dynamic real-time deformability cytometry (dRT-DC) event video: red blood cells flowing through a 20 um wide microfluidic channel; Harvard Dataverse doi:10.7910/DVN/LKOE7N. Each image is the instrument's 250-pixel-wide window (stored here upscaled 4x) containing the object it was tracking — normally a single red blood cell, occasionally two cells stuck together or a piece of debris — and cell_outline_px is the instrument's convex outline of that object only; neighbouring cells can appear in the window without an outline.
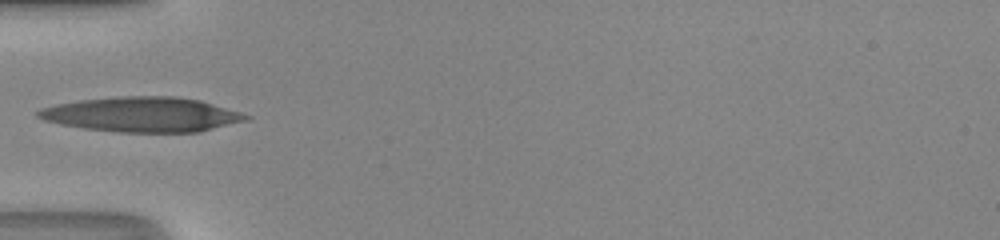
{"species": "human", "species_latin": "Homo sapiens", "temperature_condition": "room temperature", "stored_images_in_passage": 29, "camera_frame_rate_fps": 3000, "um_per_image_px": 0.085, "donor": {"sex": "male"}, "frame": {"image": 1, "passage_image": 1, "time_ms": 0.0, "image_size_px": [1000, 240], "cell_outline_px": [[252, 116], [248, 120], [200, 132], [116, 132], [84, 128], [60, 124], [44, 120], [36, 116], [36, 112], [40, 108], [56, 104], [80, 100], [120, 96], [172, 96], [200, 100], [240, 112]], "centroid_in_image_um": [12.08, 9.73], "position_along_channel_um": 72.9, "area_um2": 42.19}}
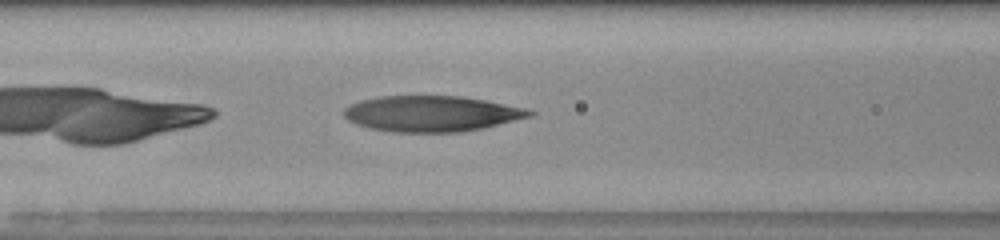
{"frame": {"image": 2, "passage_image": 5, "time_ms": 1.333, "image_size_px": [1000, 240], "cell_outline_px": [[536, 112], [532, 116], [484, 128], [460, 132], [392, 132], [368, 128], [356, 124], [348, 120], [344, 116], [344, 108], [360, 100], [380, 96], [460, 96], [484, 100], [524, 108]], "centroid_in_image_um": [36.66, 9.67], "position_along_channel_um": 129.9, "area_um2": 38.67}, "authors_computed_cell_mechanics": {"area_um2": 38.437, "velocity_mm_per_s": 4.2802, "shape_relaxation_time_tau1_ms": 7.803, "shape_relaxation_time_tau2_ms": 1.921, "deformation_change_tau1": 0.2893, "deformation_change_tau2": 0.1219}}